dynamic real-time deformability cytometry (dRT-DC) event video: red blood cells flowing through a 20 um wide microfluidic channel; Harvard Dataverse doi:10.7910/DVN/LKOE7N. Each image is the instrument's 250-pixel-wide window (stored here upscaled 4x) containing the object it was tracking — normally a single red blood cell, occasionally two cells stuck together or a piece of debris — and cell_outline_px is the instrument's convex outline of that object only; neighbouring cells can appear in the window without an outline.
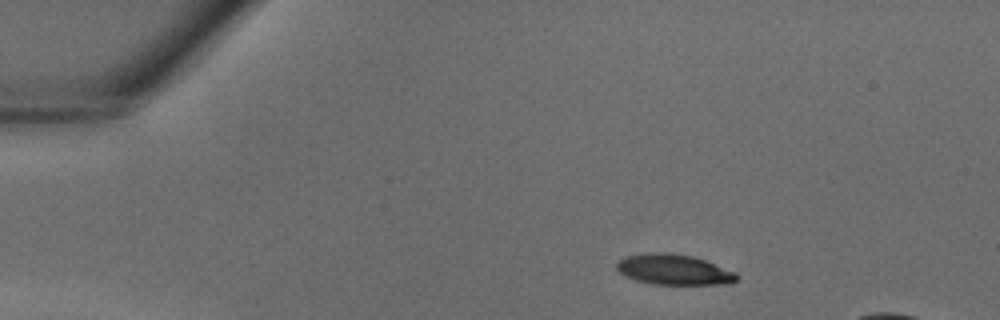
{"species": "common noctule bat (a hibernating species)", "species_latin": "Nyctalus noctula", "temperature_condition": "warm", "stored_images_in_passage": 31, "camera_frame_rate_fps": 3000, "um_per_image_px": 0.085, "animal": {"sex": "male", "body_mass_g": 18.8}, "frame": {"image": 1, "passage_image": 1, "time_ms": 0.0, "image_size_px": [1000, 320], "cell_outline_px": [[740, 276], [732, 284], [652, 284], [636, 280], [620, 272], [616, 268], [616, 264], [620, 260], [628, 256], [648, 252], [664, 252], [692, 256], [704, 260], [736, 272]], "centroid_in_image_um": [57.31, 22.92], "position_along_channel_um": 27.7, "area_um2": 21.15}}
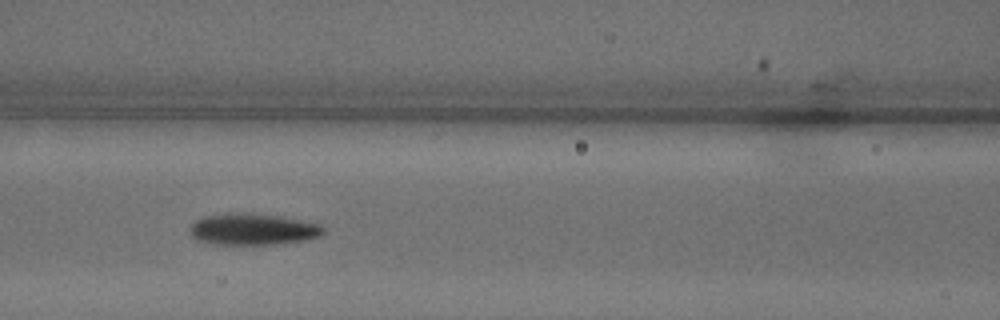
{"frame": {"image": 2, "passage_image": 12, "time_ms": 3.667, "image_size_px": [1000, 320], "cell_outline_px": [[324, 232], [320, 236], [308, 240], [276, 244], [212, 244], [196, 240], [192, 236], [192, 224], [196, 220], [204, 216], [224, 212], [244, 212], [276, 216], [320, 224], [324, 228]], "centroid_in_image_um": [21.48, 19.48], "position_along_channel_um": 145.1, "area_um2": 24.51}}
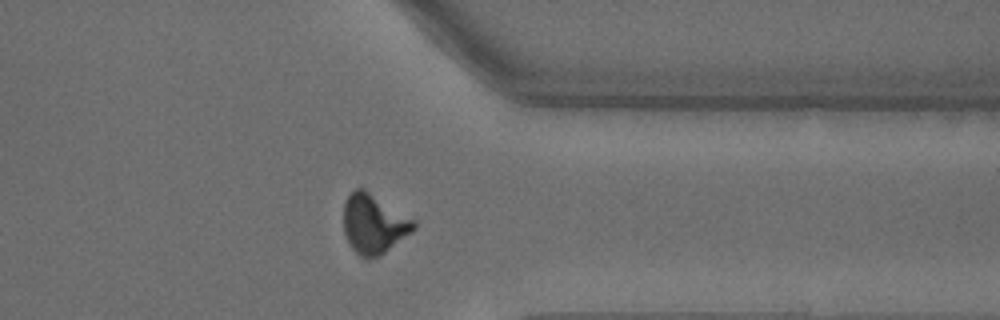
{"frame": {"image": 3, "passage_image": 26, "time_ms": 8.333, "image_size_px": [1000, 320], "cell_outline_px": [[416, 228], [412, 232], [380, 256], [360, 256], [352, 248], [344, 232], [344, 200], [356, 188], [364, 188], [416, 220]], "centroid_in_image_um": [31.79, 19.0], "position_along_channel_um": 379.6, "area_um2": 24.16}}